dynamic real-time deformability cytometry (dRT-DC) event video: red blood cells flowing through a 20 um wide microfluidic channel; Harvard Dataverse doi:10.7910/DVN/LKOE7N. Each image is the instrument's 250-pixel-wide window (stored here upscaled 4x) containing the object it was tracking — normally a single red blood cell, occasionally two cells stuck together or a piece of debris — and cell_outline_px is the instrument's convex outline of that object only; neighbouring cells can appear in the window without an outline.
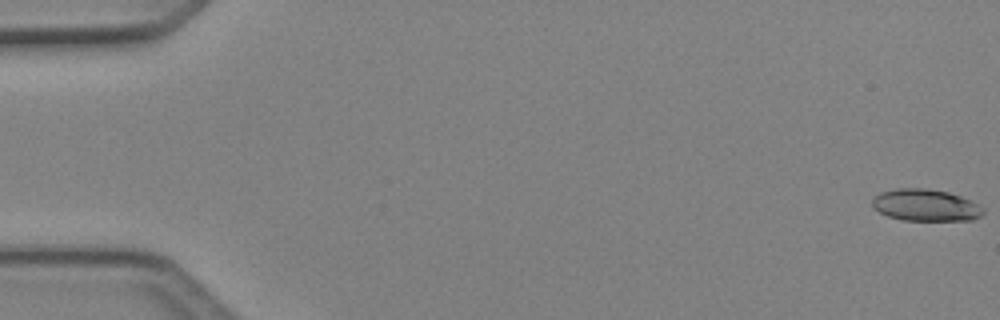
{"species": "Egyptian fruit bat (a non-hibernating species)", "species_latin": "Rousettus aegyptiacus", "temperature_condition": "cold", "stored_images_in_passage": 5, "camera_frame_rate_fps": 3000, "um_per_image_px": 0.085, "animal": {"sex": "female"}, "frame": {"image": 1, "passage_image": 1, "time_ms": 0.0, "image_size_px": [1000, 320], "cell_outline_px": [[984, 212], [980, 216], [972, 220], [904, 220], [888, 216], [880, 212], [872, 204], [872, 200], [880, 192], [896, 188], [924, 188], [948, 192], [960, 196], [984, 208]], "centroid_in_image_um": [78.67, 17.44], "position_along_channel_um": 6.3, "area_um2": 20.35}}
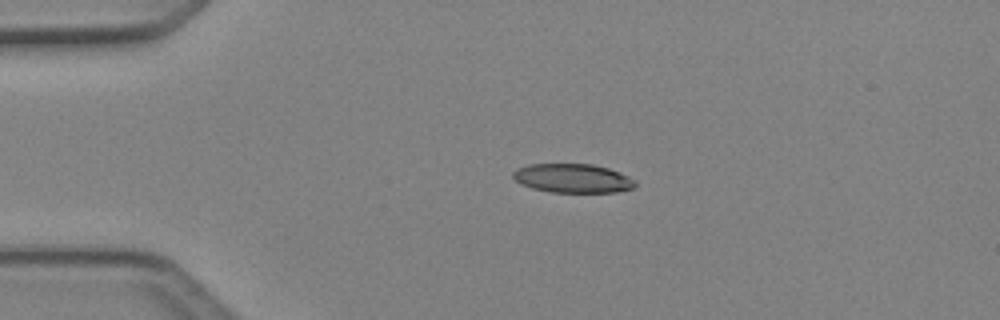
{"frame": {"image": 2, "passage_image": 4, "time_ms": 1.0, "image_size_px": [1000, 320], "cell_outline_px": [[636, 184], [632, 188], [616, 192], [552, 192], [532, 188], [520, 184], [512, 176], [512, 172], [516, 168], [528, 164], [592, 164], [608, 168], [628, 176], [636, 180]], "centroid_in_image_um": [48.65, 15.15], "position_along_channel_um": 36.3, "area_um2": 20.63}}